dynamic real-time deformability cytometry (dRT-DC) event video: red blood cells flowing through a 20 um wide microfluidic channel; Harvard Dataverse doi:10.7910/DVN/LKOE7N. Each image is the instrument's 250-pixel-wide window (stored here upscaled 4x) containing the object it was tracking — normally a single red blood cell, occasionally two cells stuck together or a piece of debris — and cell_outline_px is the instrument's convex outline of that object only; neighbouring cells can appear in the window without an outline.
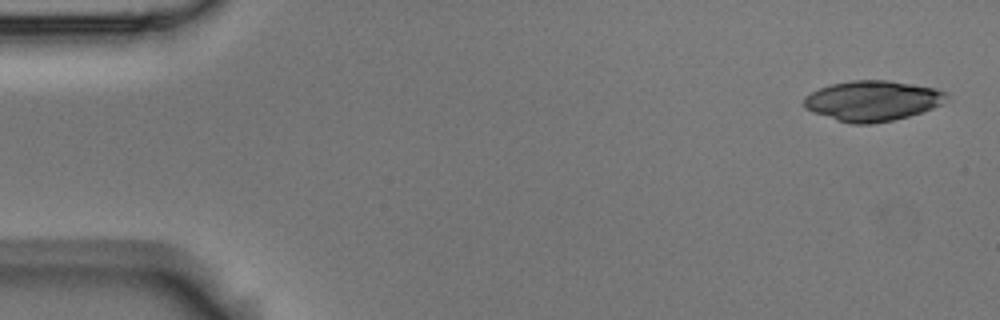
{"species": "Egyptian fruit bat (a non-hibernating species)", "species_latin": "Rousettus aegyptiacus", "temperature_condition": "room temperature", "stored_images_in_passage": 5, "camera_frame_rate_fps": 3000, "um_per_image_px": 0.085, "animal": {"sex": "male"}, "frame": {"image": 1, "passage_image": 1, "time_ms": 0.0, "image_size_px": [1000, 320], "cell_outline_px": [[948, 96], [940, 104], [932, 108], [908, 116], [892, 120], [872, 124], [852, 124], [836, 120], [812, 112], [804, 108], [804, 96], [820, 88], [832, 84], [852, 80], [888, 80], [936, 88], [944, 92]], "centroid_in_image_um": [74.12, 8.57], "position_along_channel_um": 10.9, "area_um2": 33.29}}